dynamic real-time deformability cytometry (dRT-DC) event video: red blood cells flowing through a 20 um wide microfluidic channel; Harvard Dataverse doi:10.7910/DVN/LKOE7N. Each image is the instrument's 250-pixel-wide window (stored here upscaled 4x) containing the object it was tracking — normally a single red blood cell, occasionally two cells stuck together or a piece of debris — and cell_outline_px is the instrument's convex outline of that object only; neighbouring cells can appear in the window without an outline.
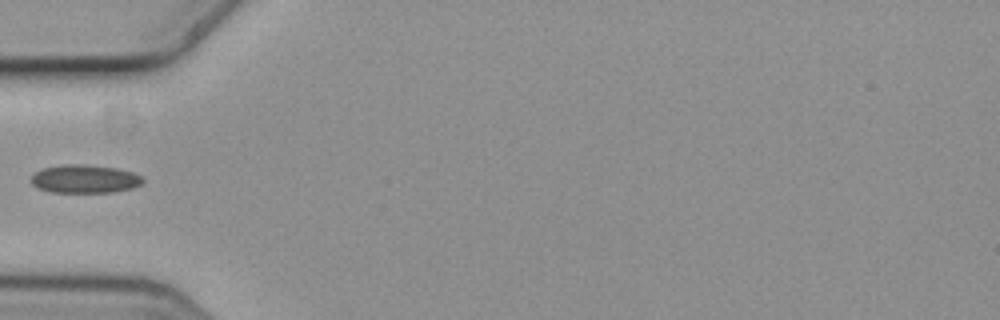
{"species": "common noctule bat (a hibernating species)", "species_latin": "Nyctalus noctula", "temperature_condition": "cold", "stored_images_in_passage": 6, "camera_frame_rate_fps": 3000, "um_per_image_px": 0.085, "animal": {"sex": "female", "body_mass_g": 19.3, "forearm_length_mm": 54.1}, "frame": {"image": 1, "passage_image": 5, "time_ms": 1.333, "image_size_px": [1000, 320], "cell_outline_px": [[144, 180], [140, 184], [132, 188], [112, 192], [52, 192], [36, 188], [28, 180], [36, 172], [44, 168], [64, 164], [84, 164], [116, 168], [132, 172], [140, 176]], "centroid_in_image_um": [7.16, 15.21], "position_along_channel_um": 77.8, "area_um2": 18.38}}
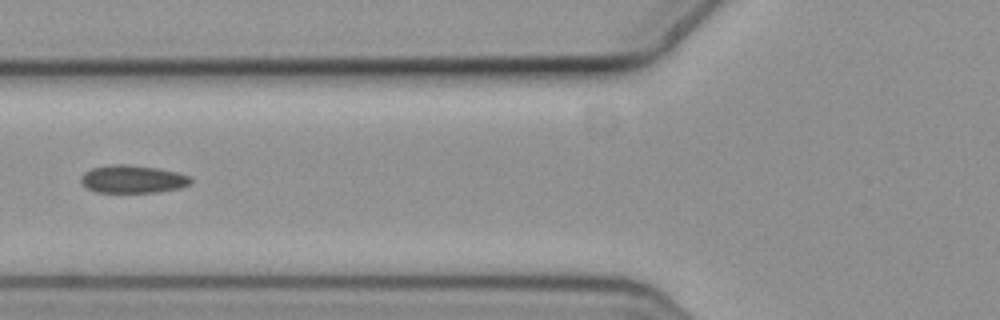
{"frame": {"image": 2, "passage_image": 6, "time_ms": 1.667, "image_size_px": [1000, 320], "cell_outline_px": [[192, 184], [180, 188], [160, 192], [96, 192], [88, 188], [80, 180], [80, 176], [84, 172], [92, 168], [112, 164], [128, 164], [160, 168], [192, 176]], "centroid_in_image_um": [11.33, 15.22], "position_along_channel_um": 114.5, "area_um2": 18.03}}